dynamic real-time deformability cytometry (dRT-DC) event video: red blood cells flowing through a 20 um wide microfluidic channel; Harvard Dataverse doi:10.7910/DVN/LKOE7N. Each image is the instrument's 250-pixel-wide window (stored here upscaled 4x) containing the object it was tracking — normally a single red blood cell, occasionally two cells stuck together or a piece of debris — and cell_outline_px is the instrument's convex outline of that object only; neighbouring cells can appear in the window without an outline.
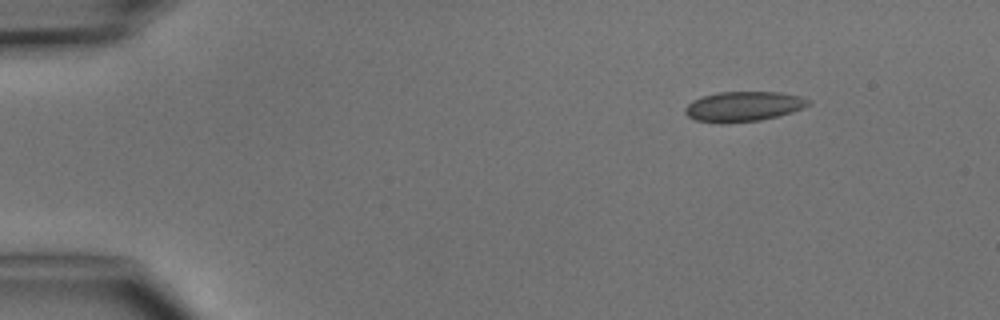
{"species": "common noctule bat (a hibernating species)", "species_latin": "Nyctalus noctula", "temperature_condition": "cold", "stored_images_in_passage": 6, "camera_frame_rate_fps": 3000, "um_per_image_px": 0.085, "animal": {"sex": "male", "body_mass_g": 15.6}, "frame": {"image": 1, "passage_image": 6, "time_ms": 6.0, "image_size_px": [1000, 320], "cell_outline_px": [[812, 104], [804, 108], [792, 112], [760, 120], [720, 124], [696, 120], [688, 116], [684, 112], [684, 108], [692, 100], [704, 96], [720, 92], [780, 92], [800, 96], [812, 100]], "centroid_in_image_um": [63.21, 9.05], "position_along_channel_um": 21.8, "area_um2": 21.68}}